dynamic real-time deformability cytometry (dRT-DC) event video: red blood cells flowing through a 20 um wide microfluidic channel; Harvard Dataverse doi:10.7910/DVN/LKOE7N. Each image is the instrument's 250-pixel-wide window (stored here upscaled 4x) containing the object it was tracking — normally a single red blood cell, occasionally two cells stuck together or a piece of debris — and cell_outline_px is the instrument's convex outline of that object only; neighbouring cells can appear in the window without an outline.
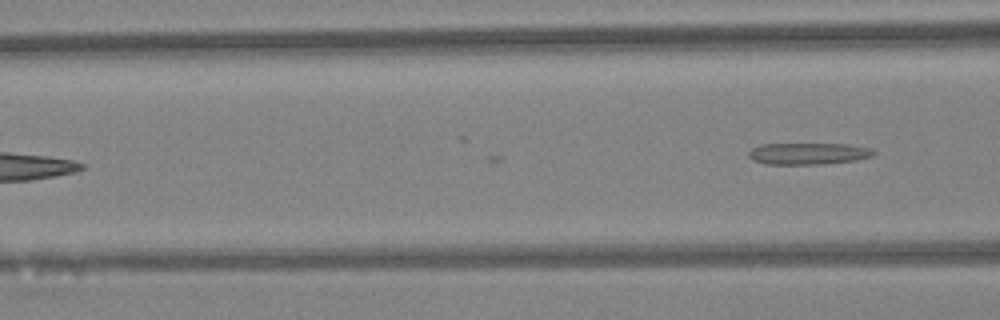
{"species": "Egyptian fruit bat (a non-hibernating species)", "species_latin": "Rousettus aegyptiacus", "temperature_condition": "warm", "stored_images_in_passage": 3, "camera_frame_rate_fps": 3000, "um_per_image_px": 0.085, "animal": {"sex": "female"}, "frame": {"image": 1, "passage_image": 3, "time_ms": 0.667, "image_size_px": [1000, 320], "cell_outline_px": [[876, 152], [872, 156], [856, 160], [824, 164], [764, 164], [752, 160], [748, 156], [748, 152], [752, 148], [760, 144], [848, 144], [872, 148]], "centroid_in_image_um": [68.69, 13.06], "position_along_channel_um": 97.9, "area_um2": 15.9}}